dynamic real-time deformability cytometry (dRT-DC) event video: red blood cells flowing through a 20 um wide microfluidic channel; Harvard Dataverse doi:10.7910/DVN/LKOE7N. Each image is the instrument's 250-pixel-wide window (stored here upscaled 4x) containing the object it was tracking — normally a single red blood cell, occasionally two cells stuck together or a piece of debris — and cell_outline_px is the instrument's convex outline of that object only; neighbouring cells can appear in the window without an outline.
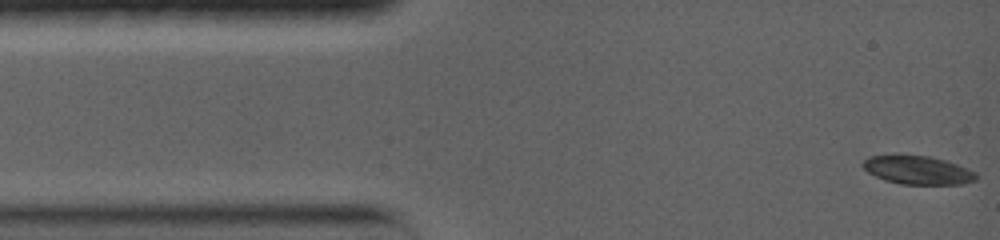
{"species": "common noctule bat (a hibernating species)", "species_latin": "Nyctalus noctula", "temperature_condition": "warm", "stored_images_in_passage": 37, "camera_frame_rate_fps": 5000, "um_per_image_px": 0.085, "animal": {"sex": "female", "body_mass_g": 19.0, "forearm_length_mm": 56.7}, "frame": {"image": 1, "passage_image": 1, "time_ms": 0.0, "image_size_px": [1000, 240], "cell_outline_px": [[976, 180], [960, 184], [900, 184], [884, 180], [868, 172], [860, 164], [868, 156], [896, 152], [928, 156], [944, 160], [956, 164], [976, 172]], "centroid_in_image_um": [77.91, 14.41], "position_along_channel_um": 7.1, "area_um2": 19.31}}
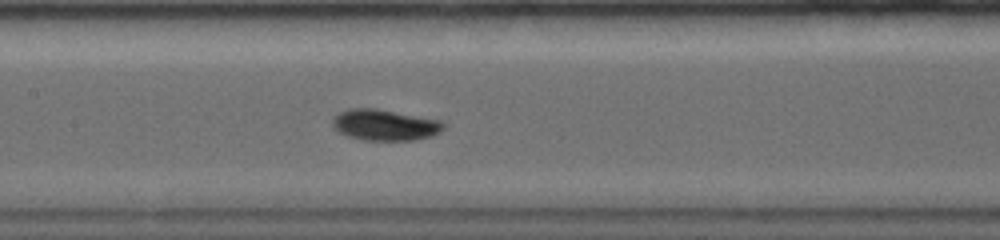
{"frame": {"image": 2, "passage_image": 18, "time_ms": 6.6, "image_size_px": [1000, 240], "cell_outline_px": [[444, 128], [440, 132], [432, 136], [412, 140], [364, 140], [348, 136], [340, 132], [332, 124], [332, 116], [348, 108], [376, 108], [440, 120], [444, 124]], "centroid_in_image_um": [32.7, 10.61], "position_along_channel_um": 174.7, "area_um2": 20.06}}
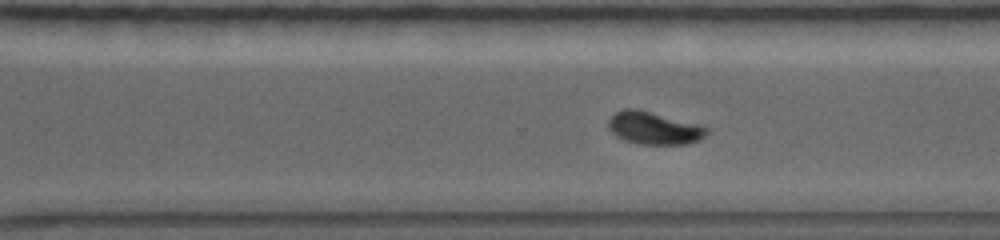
{"frame": {"image": 3, "passage_image": 37, "time_ms": 10.4, "image_size_px": [1000, 240], "cell_outline_px": [[708, 132], [700, 140], [688, 144], [640, 144], [624, 140], [616, 136], [608, 128], [608, 120], [616, 112], [624, 108], [636, 108], [700, 124], [708, 128]], "centroid_in_image_um": [55.59, 10.88], "position_along_channel_um": 315.0, "area_um2": 18.79}}